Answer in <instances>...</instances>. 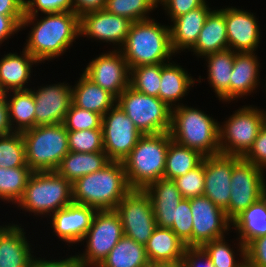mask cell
Segmentation results:
<instances>
[{
	"mask_svg": "<svg viewBox=\"0 0 266 267\" xmlns=\"http://www.w3.org/2000/svg\"><path fill=\"white\" fill-rule=\"evenodd\" d=\"M150 197L156 226L171 228L174 222L175 208L183 199L173 180L161 178L143 189Z\"/></svg>",
	"mask_w": 266,
	"mask_h": 267,
	"instance_id": "obj_21",
	"label": "cell"
},
{
	"mask_svg": "<svg viewBox=\"0 0 266 267\" xmlns=\"http://www.w3.org/2000/svg\"><path fill=\"white\" fill-rule=\"evenodd\" d=\"M149 267H184L183 261L173 262V263H156L150 264Z\"/></svg>",
	"mask_w": 266,
	"mask_h": 267,
	"instance_id": "obj_55",
	"label": "cell"
},
{
	"mask_svg": "<svg viewBox=\"0 0 266 267\" xmlns=\"http://www.w3.org/2000/svg\"><path fill=\"white\" fill-rule=\"evenodd\" d=\"M191 49L196 56H202V58L229 49L225 15L220 9L210 12L195 45Z\"/></svg>",
	"mask_w": 266,
	"mask_h": 267,
	"instance_id": "obj_27",
	"label": "cell"
},
{
	"mask_svg": "<svg viewBox=\"0 0 266 267\" xmlns=\"http://www.w3.org/2000/svg\"><path fill=\"white\" fill-rule=\"evenodd\" d=\"M80 267H102L101 265H80Z\"/></svg>",
	"mask_w": 266,
	"mask_h": 267,
	"instance_id": "obj_56",
	"label": "cell"
},
{
	"mask_svg": "<svg viewBox=\"0 0 266 267\" xmlns=\"http://www.w3.org/2000/svg\"><path fill=\"white\" fill-rule=\"evenodd\" d=\"M161 63L130 69L129 86L135 91L159 98Z\"/></svg>",
	"mask_w": 266,
	"mask_h": 267,
	"instance_id": "obj_37",
	"label": "cell"
},
{
	"mask_svg": "<svg viewBox=\"0 0 266 267\" xmlns=\"http://www.w3.org/2000/svg\"><path fill=\"white\" fill-rule=\"evenodd\" d=\"M0 167H28L22 133L0 135Z\"/></svg>",
	"mask_w": 266,
	"mask_h": 267,
	"instance_id": "obj_38",
	"label": "cell"
},
{
	"mask_svg": "<svg viewBox=\"0 0 266 267\" xmlns=\"http://www.w3.org/2000/svg\"><path fill=\"white\" fill-rule=\"evenodd\" d=\"M39 63L28 51L23 49L22 55L7 53L0 59V92L28 90L25 84L31 76L33 64Z\"/></svg>",
	"mask_w": 266,
	"mask_h": 267,
	"instance_id": "obj_24",
	"label": "cell"
},
{
	"mask_svg": "<svg viewBox=\"0 0 266 267\" xmlns=\"http://www.w3.org/2000/svg\"><path fill=\"white\" fill-rule=\"evenodd\" d=\"M185 243L170 229L156 227L145 250L150 264L183 261Z\"/></svg>",
	"mask_w": 266,
	"mask_h": 267,
	"instance_id": "obj_26",
	"label": "cell"
},
{
	"mask_svg": "<svg viewBox=\"0 0 266 267\" xmlns=\"http://www.w3.org/2000/svg\"><path fill=\"white\" fill-rule=\"evenodd\" d=\"M106 0H72L73 12L79 17L83 14L104 9Z\"/></svg>",
	"mask_w": 266,
	"mask_h": 267,
	"instance_id": "obj_51",
	"label": "cell"
},
{
	"mask_svg": "<svg viewBox=\"0 0 266 267\" xmlns=\"http://www.w3.org/2000/svg\"><path fill=\"white\" fill-rule=\"evenodd\" d=\"M71 87L66 83H57L32 90L35 99V126L63 123L72 104Z\"/></svg>",
	"mask_w": 266,
	"mask_h": 267,
	"instance_id": "obj_18",
	"label": "cell"
},
{
	"mask_svg": "<svg viewBox=\"0 0 266 267\" xmlns=\"http://www.w3.org/2000/svg\"><path fill=\"white\" fill-rule=\"evenodd\" d=\"M169 132L143 135L122 161L131 189H144L164 178L166 154L171 141Z\"/></svg>",
	"mask_w": 266,
	"mask_h": 267,
	"instance_id": "obj_5",
	"label": "cell"
},
{
	"mask_svg": "<svg viewBox=\"0 0 266 267\" xmlns=\"http://www.w3.org/2000/svg\"><path fill=\"white\" fill-rule=\"evenodd\" d=\"M219 122L199 109L176 104L171 109V139L203 156L220 154Z\"/></svg>",
	"mask_w": 266,
	"mask_h": 267,
	"instance_id": "obj_4",
	"label": "cell"
},
{
	"mask_svg": "<svg viewBox=\"0 0 266 267\" xmlns=\"http://www.w3.org/2000/svg\"><path fill=\"white\" fill-rule=\"evenodd\" d=\"M80 263L78 261L77 255L75 256H70L69 258L67 257L66 259L63 260H42L33 258L31 267H80Z\"/></svg>",
	"mask_w": 266,
	"mask_h": 267,
	"instance_id": "obj_52",
	"label": "cell"
},
{
	"mask_svg": "<svg viewBox=\"0 0 266 267\" xmlns=\"http://www.w3.org/2000/svg\"><path fill=\"white\" fill-rule=\"evenodd\" d=\"M192 213L190 199H182L175 208L174 222L170 228L186 245L192 247Z\"/></svg>",
	"mask_w": 266,
	"mask_h": 267,
	"instance_id": "obj_45",
	"label": "cell"
},
{
	"mask_svg": "<svg viewBox=\"0 0 266 267\" xmlns=\"http://www.w3.org/2000/svg\"><path fill=\"white\" fill-rule=\"evenodd\" d=\"M157 6L154 0H106L104 10L136 22L150 19L147 14Z\"/></svg>",
	"mask_w": 266,
	"mask_h": 267,
	"instance_id": "obj_39",
	"label": "cell"
},
{
	"mask_svg": "<svg viewBox=\"0 0 266 267\" xmlns=\"http://www.w3.org/2000/svg\"><path fill=\"white\" fill-rule=\"evenodd\" d=\"M62 124L67 131L102 129V116L71 104Z\"/></svg>",
	"mask_w": 266,
	"mask_h": 267,
	"instance_id": "obj_43",
	"label": "cell"
},
{
	"mask_svg": "<svg viewBox=\"0 0 266 267\" xmlns=\"http://www.w3.org/2000/svg\"><path fill=\"white\" fill-rule=\"evenodd\" d=\"M206 3V0H163L160 4L170 16L171 21Z\"/></svg>",
	"mask_w": 266,
	"mask_h": 267,
	"instance_id": "obj_48",
	"label": "cell"
},
{
	"mask_svg": "<svg viewBox=\"0 0 266 267\" xmlns=\"http://www.w3.org/2000/svg\"><path fill=\"white\" fill-rule=\"evenodd\" d=\"M119 50L129 70L136 66L170 62L169 58L175 54L171 47L169 25H161L152 18L133 22Z\"/></svg>",
	"mask_w": 266,
	"mask_h": 267,
	"instance_id": "obj_3",
	"label": "cell"
},
{
	"mask_svg": "<svg viewBox=\"0 0 266 267\" xmlns=\"http://www.w3.org/2000/svg\"><path fill=\"white\" fill-rule=\"evenodd\" d=\"M254 52L236 53L230 79V102L249 95L258 87L259 67Z\"/></svg>",
	"mask_w": 266,
	"mask_h": 267,
	"instance_id": "obj_25",
	"label": "cell"
},
{
	"mask_svg": "<svg viewBox=\"0 0 266 267\" xmlns=\"http://www.w3.org/2000/svg\"><path fill=\"white\" fill-rule=\"evenodd\" d=\"M182 66L172 62L161 63V82L159 87V98L170 108L182 99L190 86H193L195 79L189 76Z\"/></svg>",
	"mask_w": 266,
	"mask_h": 267,
	"instance_id": "obj_30",
	"label": "cell"
},
{
	"mask_svg": "<svg viewBox=\"0 0 266 267\" xmlns=\"http://www.w3.org/2000/svg\"><path fill=\"white\" fill-rule=\"evenodd\" d=\"M23 18L24 16H4L0 14V44L21 30Z\"/></svg>",
	"mask_w": 266,
	"mask_h": 267,
	"instance_id": "obj_50",
	"label": "cell"
},
{
	"mask_svg": "<svg viewBox=\"0 0 266 267\" xmlns=\"http://www.w3.org/2000/svg\"><path fill=\"white\" fill-rule=\"evenodd\" d=\"M235 52L226 49L206 55L208 82L219 100L230 101V77L234 65Z\"/></svg>",
	"mask_w": 266,
	"mask_h": 267,
	"instance_id": "obj_31",
	"label": "cell"
},
{
	"mask_svg": "<svg viewBox=\"0 0 266 267\" xmlns=\"http://www.w3.org/2000/svg\"><path fill=\"white\" fill-rule=\"evenodd\" d=\"M83 73L116 99L129 86L130 70L119 49L94 58Z\"/></svg>",
	"mask_w": 266,
	"mask_h": 267,
	"instance_id": "obj_15",
	"label": "cell"
},
{
	"mask_svg": "<svg viewBox=\"0 0 266 267\" xmlns=\"http://www.w3.org/2000/svg\"><path fill=\"white\" fill-rule=\"evenodd\" d=\"M157 4L161 3L163 0H154Z\"/></svg>",
	"mask_w": 266,
	"mask_h": 267,
	"instance_id": "obj_58",
	"label": "cell"
},
{
	"mask_svg": "<svg viewBox=\"0 0 266 267\" xmlns=\"http://www.w3.org/2000/svg\"><path fill=\"white\" fill-rule=\"evenodd\" d=\"M117 102L108 91L95 84L84 73L72 88V104L103 116Z\"/></svg>",
	"mask_w": 266,
	"mask_h": 267,
	"instance_id": "obj_28",
	"label": "cell"
},
{
	"mask_svg": "<svg viewBox=\"0 0 266 267\" xmlns=\"http://www.w3.org/2000/svg\"><path fill=\"white\" fill-rule=\"evenodd\" d=\"M25 2V15L21 22V28H26L38 16L41 11L44 14L73 11L72 0H24Z\"/></svg>",
	"mask_w": 266,
	"mask_h": 267,
	"instance_id": "obj_42",
	"label": "cell"
},
{
	"mask_svg": "<svg viewBox=\"0 0 266 267\" xmlns=\"http://www.w3.org/2000/svg\"><path fill=\"white\" fill-rule=\"evenodd\" d=\"M242 267H251L249 264L245 263Z\"/></svg>",
	"mask_w": 266,
	"mask_h": 267,
	"instance_id": "obj_59",
	"label": "cell"
},
{
	"mask_svg": "<svg viewBox=\"0 0 266 267\" xmlns=\"http://www.w3.org/2000/svg\"><path fill=\"white\" fill-rule=\"evenodd\" d=\"M68 144L71 152L104 151L102 129L68 131Z\"/></svg>",
	"mask_w": 266,
	"mask_h": 267,
	"instance_id": "obj_41",
	"label": "cell"
},
{
	"mask_svg": "<svg viewBox=\"0 0 266 267\" xmlns=\"http://www.w3.org/2000/svg\"><path fill=\"white\" fill-rule=\"evenodd\" d=\"M0 14L4 16H24V0H0Z\"/></svg>",
	"mask_w": 266,
	"mask_h": 267,
	"instance_id": "obj_53",
	"label": "cell"
},
{
	"mask_svg": "<svg viewBox=\"0 0 266 267\" xmlns=\"http://www.w3.org/2000/svg\"><path fill=\"white\" fill-rule=\"evenodd\" d=\"M33 171L29 167H0V198L1 200L18 203L24 194L29 177Z\"/></svg>",
	"mask_w": 266,
	"mask_h": 267,
	"instance_id": "obj_36",
	"label": "cell"
},
{
	"mask_svg": "<svg viewBox=\"0 0 266 267\" xmlns=\"http://www.w3.org/2000/svg\"><path fill=\"white\" fill-rule=\"evenodd\" d=\"M124 235L146 245L156 226L150 197L142 189H132L117 205Z\"/></svg>",
	"mask_w": 266,
	"mask_h": 267,
	"instance_id": "obj_12",
	"label": "cell"
},
{
	"mask_svg": "<svg viewBox=\"0 0 266 267\" xmlns=\"http://www.w3.org/2000/svg\"><path fill=\"white\" fill-rule=\"evenodd\" d=\"M211 11V8L205 3L171 21L173 22V25L169 26L171 47L175 53L184 49L191 50Z\"/></svg>",
	"mask_w": 266,
	"mask_h": 267,
	"instance_id": "obj_23",
	"label": "cell"
},
{
	"mask_svg": "<svg viewBox=\"0 0 266 267\" xmlns=\"http://www.w3.org/2000/svg\"><path fill=\"white\" fill-rule=\"evenodd\" d=\"M246 161L253 163L257 167L266 169V125L264 124L254 141L253 146L243 157Z\"/></svg>",
	"mask_w": 266,
	"mask_h": 267,
	"instance_id": "obj_46",
	"label": "cell"
},
{
	"mask_svg": "<svg viewBox=\"0 0 266 267\" xmlns=\"http://www.w3.org/2000/svg\"><path fill=\"white\" fill-rule=\"evenodd\" d=\"M240 241L247 246L252 240L266 236V194L232 221Z\"/></svg>",
	"mask_w": 266,
	"mask_h": 267,
	"instance_id": "obj_32",
	"label": "cell"
},
{
	"mask_svg": "<svg viewBox=\"0 0 266 267\" xmlns=\"http://www.w3.org/2000/svg\"><path fill=\"white\" fill-rule=\"evenodd\" d=\"M46 15L35 20L24 48L39 63L62 55L80 35L79 16L73 11Z\"/></svg>",
	"mask_w": 266,
	"mask_h": 267,
	"instance_id": "obj_2",
	"label": "cell"
},
{
	"mask_svg": "<svg viewBox=\"0 0 266 267\" xmlns=\"http://www.w3.org/2000/svg\"><path fill=\"white\" fill-rule=\"evenodd\" d=\"M242 262L235 260L233 248L225 242V237L205 243L202 248L209 255L214 267H242L246 263V246L239 240Z\"/></svg>",
	"mask_w": 266,
	"mask_h": 267,
	"instance_id": "obj_40",
	"label": "cell"
},
{
	"mask_svg": "<svg viewBox=\"0 0 266 267\" xmlns=\"http://www.w3.org/2000/svg\"><path fill=\"white\" fill-rule=\"evenodd\" d=\"M116 104L122 108L142 134L169 132L172 108L160 98L137 92L128 86L118 96Z\"/></svg>",
	"mask_w": 266,
	"mask_h": 267,
	"instance_id": "obj_8",
	"label": "cell"
},
{
	"mask_svg": "<svg viewBox=\"0 0 266 267\" xmlns=\"http://www.w3.org/2000/svg\"><path fill=\"white\" fill-rule=\"evenodd\" d=\"M72 190L73 203L96 210H114L132 189L127 183L123 162L111 161L101 170L78 178Z\"/></svg>",
	"mask_w": 266,
	"mask_h": 267,
	"instance_id": "obj_1",
	"label": "cell"
},
{
	"mask_svg": "<svg viewBox=\"0 0 266 267\" xmlns=\"http://www.w3.org/2000/svg\"><path fill=\"white\" fill-rule=\"evenodd\" d=\"M132 21L104 9L92 11L79 17L80 36L91 37L122 47L129 33Z\"/></svg>",
	"mask_w": 266,
	"mask_h": 267,
	"instance_id": "obj_17",
	"label": "cell"
},
{
	"mask_svg": "<svg viewBox=\"0 0 266 267\" xmlns=\"http://www.w3.org/2000/svg\"><path fill=\"white\" fill-rule=\"evenodd\" d=\"M110 162L105 151L94 153L69 151L55 172L73 184L78 178L99 171Z\"/></svg>",
	"mask_w": 266,
	"mask_h": 267,
	"instance_id": "obj_29",
	"label": "cell"
},
{
	"mask_svg": "<svg viewBox=\"0 0 266 267\" xmlns=\"http://www.w3.org/2000/svg\"><path fill=\"white\" fill-rule=\"evenodd\" d=\"M183 264L184 267H214L209 255L202 247H186Z\"/></svg>",
	"mask_w": 266,
	"mask_h": 267,
	"instance_id": "obj_49",
	"label": "cell"
},
{
	"mask_svg": "<svg viewBox=\"0 0 266 267\" xmlns=\"http://www.w3.org/2000/svg\"><path fill=\"white\" fill-rule=\"evenodd\" d=\"M263 114H264V124L266 125V111L263 110Z\"/></svg>",
	"mask_w": 266,
	"mask_h": 267,
	"instance_id": "obj_57",
	"label": "cell"
},
{
	"mask_svg": "<svg viewBox=\"0 0 266 267\" xmlns=\"http://www.w3.org/2000/svg\"><path fill=\"white\" fill-rule=\"evenodd\" d=\"M180 191L183 199H191L203 195L205 186L204 158L194 169L184 176H179L173 180Z\"/></svg>",
	"mask_w": 266,
	"mask_h": 267,
	"instance_id": "obj_44",
	"label": "cell"
},
{
	"mask_svg": "<svg viewBox=\"0 0 266 267\" xmlns=\"http://www.w3.org/2000/svg\"><path fill=\"white\" fill-rule=\"evenodd\" d=\"M192 213V247H202L205 243L224 238L232 222L225 210L215 205L204 195L190 199Z\"/></svg>",
	"mask_w": 266,
	"mask_h": 267,
	"instance_id": "obj_14",
	"label": "cell"
},
{
	"mask_svg": "<svg viewBox=\"0 0 266 267\" xmlns=\"http://www.w3.org/2000/svg\"><path fill=\"white\" fill-rule=\"evenodd\" d=\"M13 94L9 100L6 93L10 123L14 132L22 133L35 127V99L31 88L13 91Z\"/></svg>",
	"mask_w": 266,
	"mask_h": 267,
	"instance_id": "obj_34",
	"label": "cell"
},
{
	"mask_svg": "<svg viewBox=\"0 0 266 267\" xmlns=\"http://www.w3.org/2000/svg\"><path fill=\"white\" fill-rule=\"evenodd\" d=\"M246 263L251 267H266V236L258 237L246 246Z\"/></svg>",
	"mask_w": 266,
	"mask_h": 267,
	"instance_id": "obj_47",
	"label": "cell"
},
{
	"mask_svg": "<svg viewBox=\"0 0 266 267\" xmlns=\"http://www.w3.org/2000/svg\"><path fill=\"white\" fill-rule=\"evenodd\" d=\"M14 130L10 123L6 93L0 92V135H8Z\"/></svg>",
	"mask_w": 266,
	"mask_h": 267,
	"instance_id": "obj_54",
	"label": "cell"
},
{
	"mask_svg": "<svg viewBox=\"0 0 266 267\" xmlns=\"http://www.w3.org/2000/svg\"><path fill=\"white\" fill-rule=\"evenodd\" d=\"M263 125L261 109L249 105L235 111L223 125H219L220 154L244 157Z\"/></svg>",
	"mask_w": 266,
	"mask_h": 267,
	"instance_id": "obj_9",
	"label": "cell"
},
{
	"mask_svg": "<svg viewBox=\"0 0 266 267\" xmlns=\"http://www.w3.org/2000/svg\"><path fill=\"white\" fill-rule=\"evenodd\" d=\"M123 235V226L115 209L97 210L83 238L87 240L85 253L77 255L79 263L100 265Z\"/></svg>",
	"mask_w": 266,
	"mask_h": 267,
	"instance_id": "obj_10",
	"label": "cell"
},
{
	"mask_svg": "<svg viewBox=\"0 0 266 267\" xmlns=\"http://www.w3.org/2000/svg\"><path fill=\"white\" fill-rule=\"evenodd\" d=\"M104 151L111 161H123L142 134L122 108L115 104L102 116Z\"/></svg>",
	"mask_w": 266,
	"mask_h": 267,
	"instance_id": "obj_13",
	"label": "cell"
},
{
	"mask_svg": "<svg viewBox=\"0 0 266 267\" xmlns=\"http://www.w3.org/2000/svg\"><path fill=\"white\" fill-rule=\"evenodd\" d=\"M204 156L195 149L185 147L171 140L166 154L164 178L174 180L196 168Z\"/></svg>",
	"mask_w": 266,
	"mask_h": 267,
	"instance_id": "obj_35",
	"label": "cell"
},
{
	"mask_svg": "<svg viewBox=\"0 0 266 267\" xmlns=\"http://www.w3.org/2000/svg\"><path fill=\"white\" fill-rule=\"evenodd\" d=\"M30 247L21 226H0V267H31L34 257Z\"/></svg>",
	"mask_w": 266,
	"mask_h": 267,
	"instance_id": "obj_22",
	"label": "cell"
},
{
	"mask_svg": "<svg viewBox=\"0 0 266 267\" xmlns=\"http://www.w3.org/2000/svg\"><path fill=\"white\" fill-rule=\"evenodd\" d=\"M96 211L93 207L72 203L51 214L50 222L61 240L69 244L79 243L91 227Z\"/></svg>",
	"mask_w": 266,
	"mask_h": 267,
	"instance_id": "obj_20",
	"label": "cell"
},
{
	"mask_svg": "<svg viewBox=\"0 0 266 267\" xmlns=\"http://www.w3.org/2000/svg\"><path fill=\"white\" fill-rule=\"evenodd\" d=\"M239 156H204L205 186L203 195L215 205L226 210L231 193V174Z\"/></svg>",
	"mask_w": 266,
	"mask_h": 267,
	"instance_id": "obj_16",
	"label": "cell"
},
{
	"mask_svg": "<svg viewBox=\"0 0 266 267\" xmlns=\"http://www.w3.org/2000/svg\"><path fill=\"white\" fill-rule=\"evenodd\" d=\"M264 170L241 157L233 166L229 207L225 210L232 222L250 205L266 194Z\"/></svg>",
	"mask_w": 266,
	"mask_h": 267,
	"instance_id": "obj_11",
	"label": "cell"
},
{
	"mask_svg": "<svg viewBox=\"0 0 266 267\" xmlns=\"http://www.w3.org/2000/svg\"><path fill=\"white\" fill-rule=\"evenodd\" d=\"M102 267H149L145 246L125 235L101 262Z\"/></svg>",
	"mask_w": 266,
	"mask_h": 267,
	"instance_id": "obj_33",
	"label": "cell"
},
{
	"mask_svg": "<svg viewBox=\"0 0 266 267\" xmlns=\"http://www.w3.org/2000/svg\"><path fill=\"white\" fill-rule=\"evenodd\" d=\"M26 162L33 172L55 171L69 153L68 131L62 123L22 132Z\"/></svg>",
	"mask_w": 266,
	"mask_h": 267,
	"instance_id": "obj_7",
	"label": "cell"
},
{
	"mask_svg": "<svg viewBox=\"0 0 266 267\" xmlns=\"http://www.w3.org/2000/svg\"><path fill=\"white\" fill-rule=\"evenodd\" d=\"M72 203V183L55 171H45L31 174L17 205L34 215L51 216V212L53 214Z\"/></svg>",
	"mask_w": 266,
	"mask_h": 267,
	"instance_id": "obj_6",
	"label": "cell"
},
{
	"mask_svg": "<svg viewBox=\"0 0 266 267\" xmlns=\"http://www.w3.org/2000/svg\"><path fill=\"white\" fill-rule=\"evenodd\" d=\"M220 10L225 15L229 49L236 53L256 51L262 36L255 15L235 7Z\"/></svg>",
	"mask_w": 266,
	"mask_h": 267,
	"instance_id": "obj_19",
	"label": "cell"
}]
</instances>
